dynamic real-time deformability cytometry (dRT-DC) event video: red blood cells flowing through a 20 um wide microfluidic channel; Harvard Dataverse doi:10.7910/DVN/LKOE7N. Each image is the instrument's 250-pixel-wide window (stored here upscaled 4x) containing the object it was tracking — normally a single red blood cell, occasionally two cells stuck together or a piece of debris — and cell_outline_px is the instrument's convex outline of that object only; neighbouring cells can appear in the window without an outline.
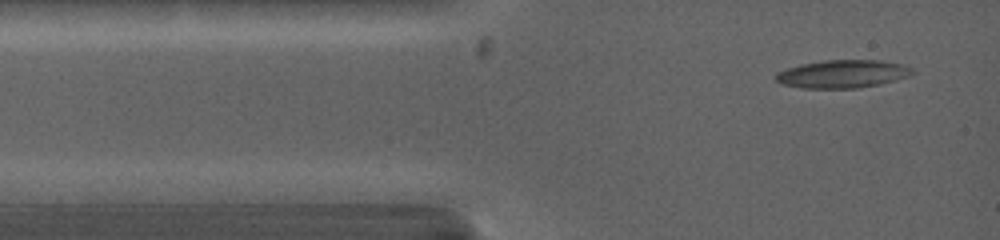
{"species": "common noctule bat (a hibernating species)", "species_latin": "Nyctalus noctula", "temperature_condition": "warm", "stored_images_in_passage": 12, "camera_frame_rate_fps": 5000, "um_per_image_px": 0.085, "animal": {"sex": "female", "body_mass_g": 19.0, "forearm_length_mm": 53.3}, "frame": {"image": 1, "passage_image": 1, "time_ms": 0.0, "image_size_px": [1000, 240], "cell_outline_px": [[916, 72], [908, 76], [896, 80], [880, 84], [860, 88], [804, 88], [780, 84], [776, 80], [776, 72], [800, 64], [824, 60], [880, 60], [900, 64], [912, 68]], "centroid_in_image_um": [71.62, 6.29], "position_along_channel_um": 13.4, "area_um2": 22.31}}
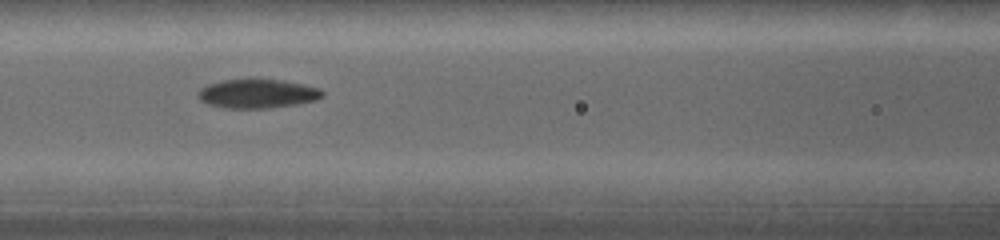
{"frame": {"image": 2, "passage_image": 11, "time_ms": 4.2, "image_size_px": [1000, 240], "cell_outline_px": [[324, 96], [316, 100], [296, 104], [272, 108], [224, 108], [208, 104], [200, 100], [196, 96], [196, 92], [200, 88], [208, 84], [224, 80], [252, 76], [280, 80], [304, 84], [320, 88], [324, 92]], "centroid_in_image_um": [21.86, 7.92], "position_along_channel_um": 144.7, "area_um2": 21.85}}